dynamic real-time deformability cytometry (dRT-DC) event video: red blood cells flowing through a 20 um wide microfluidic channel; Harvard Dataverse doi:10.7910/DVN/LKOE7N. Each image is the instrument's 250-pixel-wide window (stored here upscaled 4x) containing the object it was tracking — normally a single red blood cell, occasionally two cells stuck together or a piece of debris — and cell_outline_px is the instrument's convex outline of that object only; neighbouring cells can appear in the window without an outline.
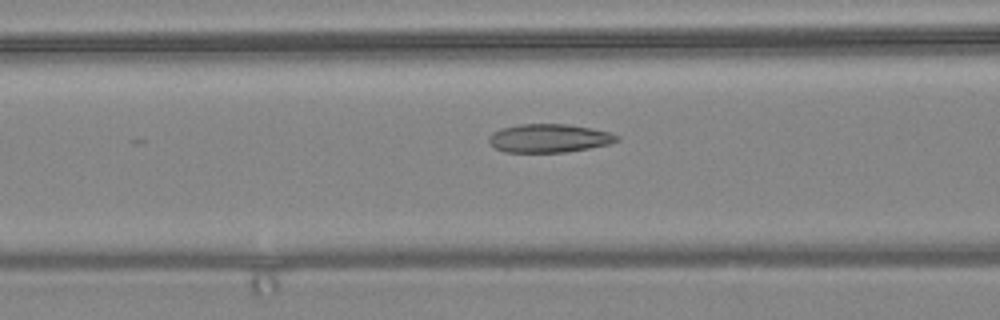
{"species": "common noctule bat (a hibernating species)", "species_latin": "Nyctalus noctula", "temperature_condition": "warm", "stored_images_in_passage": 27, "camera_frame_rate_fps": 3000, "um_per_image_px": 0.085, "animal": {"sex": "female", "body_mass_g": 24.6, "forearm_length_mm": 56.2}, "frame": {"image": 1, "passage_image": 22, "time_ms": 7.0, "image_size_px": [1000, 320], "cell_outline_px": [[620, 140], [608, 144], [588, 148], [564, 152], [504, 152], [496, 148], [488, 140], [488, 136], [492, 132], [500, 128], [520, 124], [568, 124], [592, 128], [608, 132], [620, 136]], "centroid_in_image_um": [46.66, 11.74], "position_along_channel_um": 119.9, "area_um2": 21.21}}
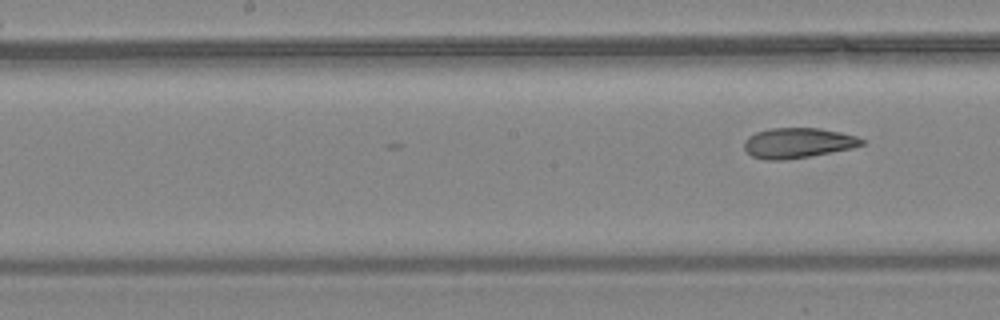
{"frame": {"image": 2, "passage_image": 27, "time_ms": 8.667, "image_size_px": [1000, 320], "cell_outline_px": [[864, 144], [852, 148], [808, 156], [784, 160], [764, 160], [752, 156], [744, 148], [744, 140], [748, 136], [756, 132], [768, 128], [820, 128], [840, 132], [856, 136], [864, 140]], "centroid_in_image_um": [67.78, 12.14], "position_along_channel_um": 180.4, "area_um2": 20.63}}